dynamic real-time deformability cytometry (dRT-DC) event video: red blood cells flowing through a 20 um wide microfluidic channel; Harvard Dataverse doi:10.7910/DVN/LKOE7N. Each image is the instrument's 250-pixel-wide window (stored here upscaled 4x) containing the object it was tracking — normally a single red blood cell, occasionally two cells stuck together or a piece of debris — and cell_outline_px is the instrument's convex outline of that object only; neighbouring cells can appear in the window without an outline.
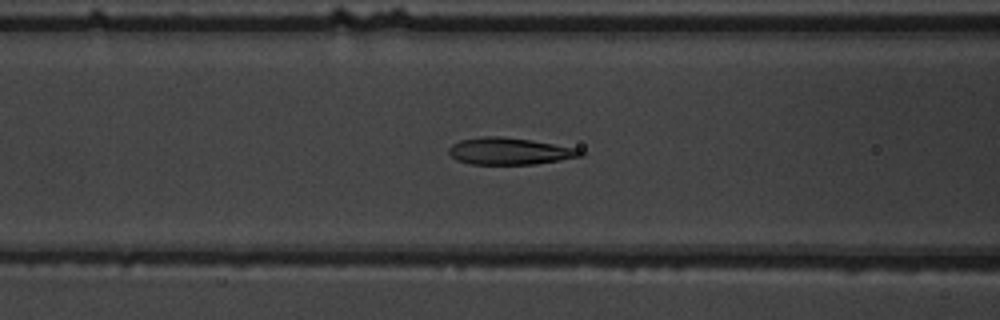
{"species": "common noctule bat (a hibernating species)", "species_latin": "Nyctalus noctula", "temperature_condition": "warm", "stored_images_in_passage": 56, "camera_frame_rate_fps": 3000, "um_per_image_px": 0.085, "animal": {"sex": "male", "body_mass_g": 19.5, "forearm_length_mm": 54.6}, "frame": {"image": 1, "passage_image": 24, "time_ms": 7.667, "image_size_px": [1000, 320], "cell_outline_px": [[584, 156], [536, 164], [472, 164], [456, 160], [448, 152], [448, 148], [452, 144], [460, 140], [480, 136], [500, 136], [532, 140], [576, 148], [584, 152]], "centroid_in_image_um": [43.3, 12.84], "position_along_channel_um": 123.3, "area_um2": 20.69}}
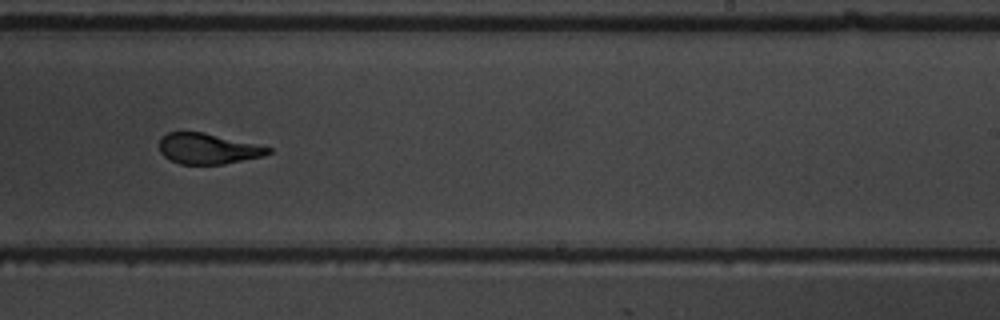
{"frame": {"image": 2, "passage_image": 36, "time_ms": 11.667, "image_size_px": [1000, 320], "cell_outline_px": [[272, 152], [264, 156], [224, 164], [180, 164], [164, 156], [160, 152], [160, 136], [168, 132], [204, 132], [272, 148]], "centroid_in_image_um": [17.67, 12.64], "position_along_channel_um": 271.3, "area_um2": 19.36}}
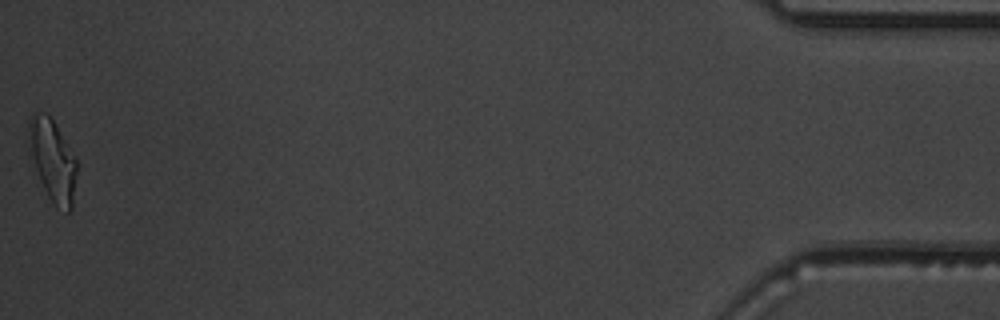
{"frame": {"image": 3, "passage_image": 56, "time_ms": 18.333, "image_size_px": [1000, 320], "cell_outline_px": [[76, 172], [72, 208], [68, 212], [56, 208], [48, 196], [44, 188], [36, 168], [32, 152], [28, 128], [28, 120], [32, 112], [44, 112], [52, 120], [76, 160]], "centroid_in_image_um": [4.48, 13.65], "position_along_channel_um": 430.7, "area_um2": 21.91}, "authors_computed_cell_mechanics": {"area_um2": 21.2126, "velocity_mm_per_s": 3.7095, "shape_relaxation_time_tau1_ms": 3.82, "shape_relaxation_time_tau2_ms": 1.0497, "deformation_change_tau1": 0.1768, "deformation_change_tau2": 0.0869}}